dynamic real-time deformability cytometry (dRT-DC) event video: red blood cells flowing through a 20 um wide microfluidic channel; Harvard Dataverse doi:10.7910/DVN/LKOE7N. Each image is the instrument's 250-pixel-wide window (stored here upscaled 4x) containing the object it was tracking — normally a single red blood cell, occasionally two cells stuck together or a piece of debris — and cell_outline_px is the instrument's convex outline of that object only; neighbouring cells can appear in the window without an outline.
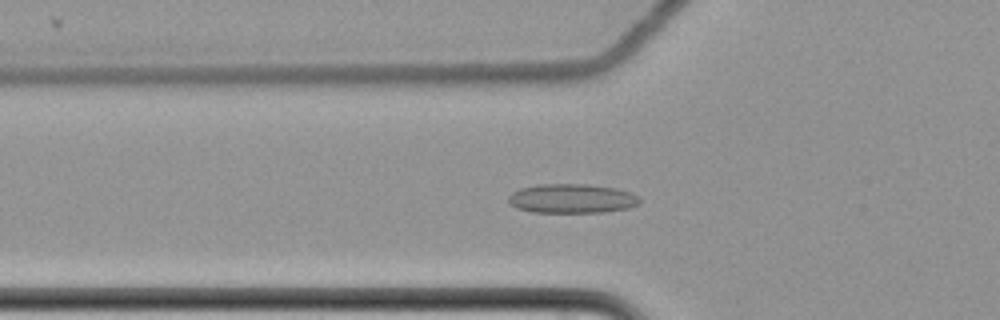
{"species": "common noctule bat (a hibernating species)", "species_latin": "Nyctalus noctula", "temperature_condition": "cold", "stored_images_in_passage": 53, "camera_frame_rate_fps": 3000, "um_per_image_px": 0.085, "animal": {"sex": "female", "body_mass_g": 22.7, "forearm_length_mm": 54.2}, "frame": {"image": 1, "passage_image": 20, "time_ms": 6.333, "image_size_px": [1000, 320], "cell_outline_px": [[640, 204], [628, 208], [604, 212], [532, 212], [516, 208], [508, 200], [508, 196], [512, 192], [520, 188], [540, 184], [588, 184], [616, 188], [632, 192], [640, 196]], "centroid_in_image_um": [48.65, 16.87], "position_along_channel_um": 77.2, "area_um2": 22.54}}
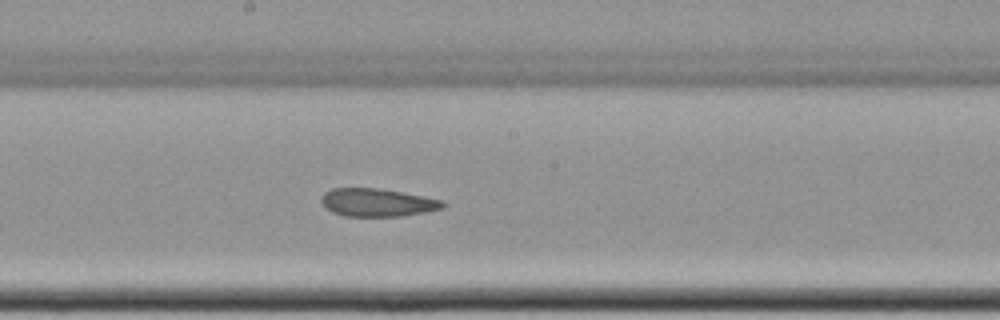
{"frame": {"image": 2, "passage_image": 32, "time_ms": 10.333, "image_size_px": [1000, 320], "cell_outline_px": [[444, 208], [424, 212], [400, 216], [344, 216], [332, 212], [324, 208], [320, 200], [324, 192], [332, 188], [376, 188], [400, 192], [444, 200]], "centroid_in_image_um": [32.02, 17.21], "position_along_channel_um": 216.2, "area_um2": 19.77}}
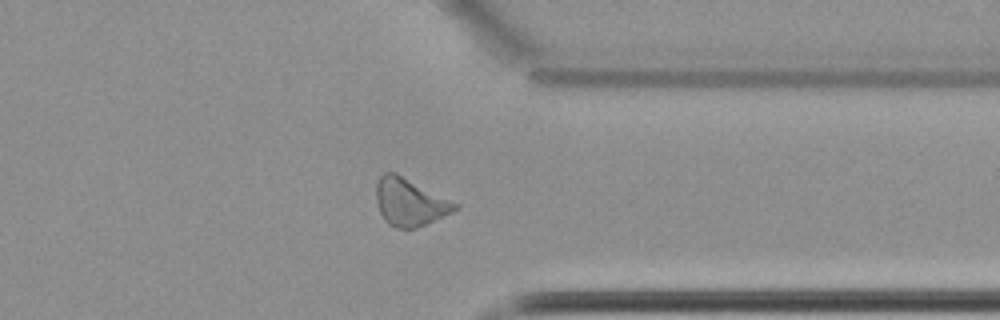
{"frame": {"image": 3, "passage_image": 46, "time_ms": 15.0, "image_size_px": [1000, 320], "cell_outline_px": [[460, 208], [452, 212], [416, 228], [396, 228], [388, 224], [384, 220], [380, 212], [376, 200], [376, 184], [380, 176], [384, 172], [396, 172], [460, 204]], "centroid_in_image_um": [34.83, 17.17], "position_along_channel_um": 376.6, "area_um2": 21.91}}